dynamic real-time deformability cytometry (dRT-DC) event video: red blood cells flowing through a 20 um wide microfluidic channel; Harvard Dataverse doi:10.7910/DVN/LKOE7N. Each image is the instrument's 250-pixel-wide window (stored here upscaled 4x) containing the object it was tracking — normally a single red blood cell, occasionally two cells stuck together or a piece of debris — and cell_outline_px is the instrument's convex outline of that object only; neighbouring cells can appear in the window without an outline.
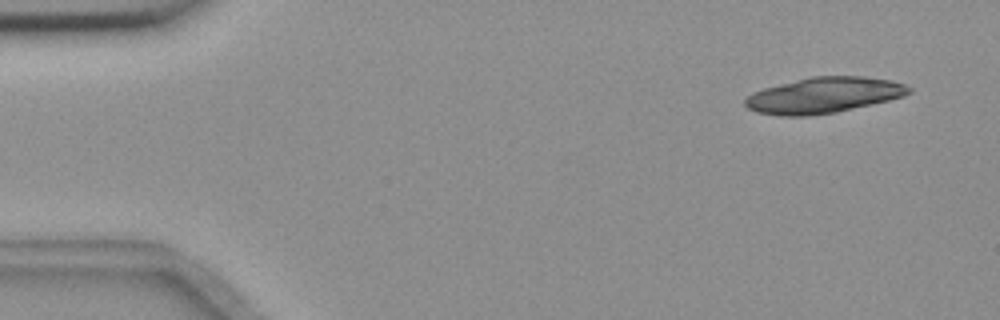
{"species": "common noctule bat (a hibernating species)", "species_latin": "Nyctalus noctula", "temperature_condition": "room temperature", "stored_images_in_passage": 8, "camera_frame_rate_fps": 3000, "um_per_image_px": 0.085, "animal": {"sex": "female", "body_mass_g": 18.4}, "frame": {"image": 1, "passage_image": 1, "time_ms": 0.0, "image_size_px": [1000, 320], "cell_outline_px": [[912, 92], [904, 96], [872, 104], [836, 112], [808, 116], [780, 116], [756, 112], [748, 108], [744, 104], [744, 100], [752, 92], [764, 88], [812, 76], [864, 76], [888, 80], [904, 84], [912, 88]], "centroid_in_image_um": [70.0, 8.1], "position_along_channel_um": 15.0, "area_um2": 34.04}}
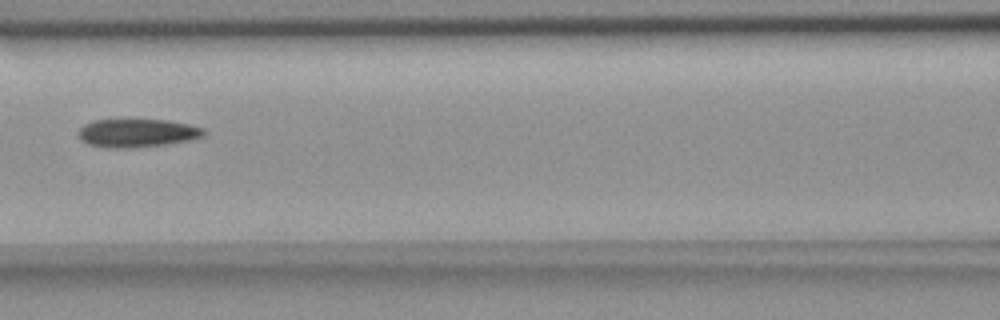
{"frame": {"image": 2, "passage_image": 7, "time_ms": 2.0, "image_size_px": [1000, 320], "cell_outline_px": [[208, 132], [204, 136], [188, 140], [164, 144], [128, 148], [108, 148], [88, 144], [80, 140], [80, 128], [84, 124], [92, 120], [168, 120], [188, 124], [204, 128]], "centroid_in_image_um": [11.67, 11.3], "position_along_channel_um": 154.9, "area_um2": 20.58}}
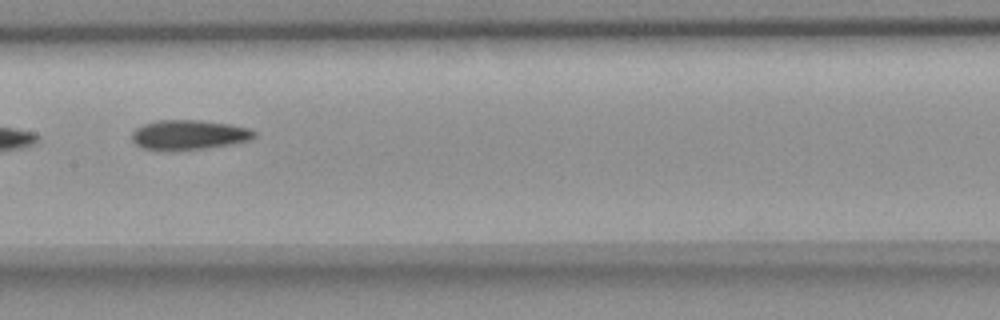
{"frame": {"image": 3, "passage_image": 8, "time_ms": 2.333, "image_size_px": [1000, 320], "cell_outline_px": [[256, 136], [248, 140], [228, 144], [204, 148], [160, 152], [140, 148], [132, 140], [132, 132], [136, 128], [144, 124], [156, 120], [200, 120], [228, 124], [252, 128], [256, 132]], "centroid_in_image_um": [16.0, 11.47], "position_along_channel_um": 191.4, "area_um2": 21.44}}